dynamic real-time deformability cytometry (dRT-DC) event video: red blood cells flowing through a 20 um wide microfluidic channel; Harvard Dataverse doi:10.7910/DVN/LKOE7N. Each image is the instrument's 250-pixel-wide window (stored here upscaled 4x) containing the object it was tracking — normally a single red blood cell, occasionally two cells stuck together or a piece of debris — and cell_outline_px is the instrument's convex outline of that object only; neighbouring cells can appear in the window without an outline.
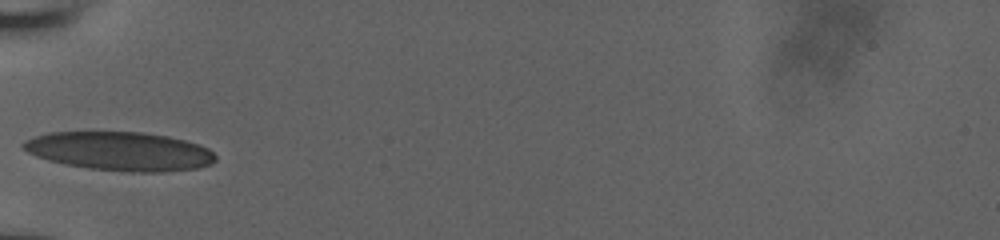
{"species": "human", "species_latin": "Homo sapiens", "temperature_condition": "room temperature", "stored_images_in_passage": 27, "camera_frame_rate_fps": 3000, "um_per_image_px": 0.085, "donor": {"sex": "male"}, "frame": {"image": 1, "passage_image": 1, "time_ms": 0.0, "image_size_px": [1000, 240], "cell_outline_px": [[216, 160], [212, 164], [200, 168], [164, 172], [132, 172], [88, 168], [64, 164], [48, 160], [36, 156], [28, 152], [20, 144], [24, 140], [48, 132], [144, 132], [168, 136], [184, 140], [208, 148], [216, 156]], "centroid_in_image_um": [10.2, 12.86], "position_along_channel_um": 74.8, "area_um2": 43.58}}
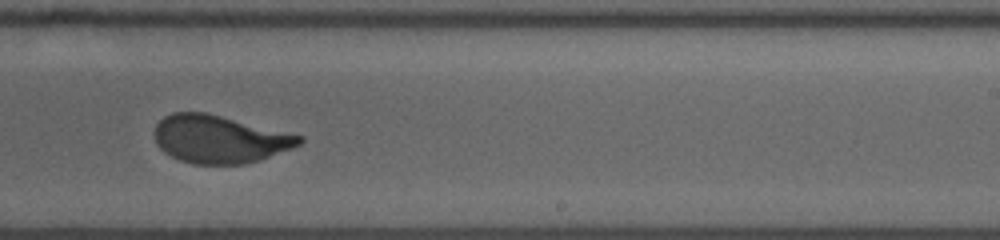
{"frame": {"image": 2, "passage_image": 16, "time_ms": 5.0, "image_size_px": [1000, 240], "cell_outline_px": [[304, 140], [300, 144], [292, 148], [260, 160], [244, 164], [192, 164], [180, 160], [164, 152], [156, 144], [156, 124], [164, 116], [172, 112], [208, 112], [304, 136]], "centroid_in_image_um": [18.68, 11.82], "position_along_channel_um": 270.3, "area_um2": 40.46}}
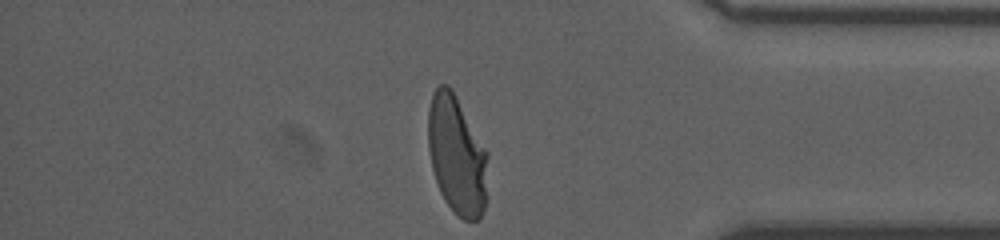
{"frame": {"image": 3, "passage_image": 27, "time_ms": 8.667, "image_size_px": [1000, 240], "cell_outline_px": [[488, 156], [484, 208], [480, 216], [476, 220], [464, 220], [444, 200], [440, 192], [432, 168], [428, 148], [428, 108], [432, 92], [440, 84], [448, 84], [452, 88], [488, 152]], "centroid_in_image_um": [38.81, 13.12], "position_along_channel_um": 396.4, "area_um2": 41.21}, "authors_computed_cell_mechanics": {"area_um2": 41.2114, "velocity_mm_per_s": 3.9174, "shape_relaxation_time_tau1_ms": 4.5499, "shape_relaxation_time_tau2_ms": null, "deformation_change_tau1": 0.1912, "deformation_change_tau2": null}}